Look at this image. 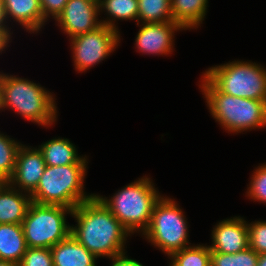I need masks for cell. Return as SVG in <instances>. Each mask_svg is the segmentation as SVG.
Returning a JSON list of instances; mask_svg holds the SVG:
<instances>
[{
  "instance_id": "6da1fadb",
  "label": "cell",
  "mask_w": 266,
  "mask_h": 266,
  "mask_svg": "<svg viewBox=\"0 0 266 266\" xmlns=\"http://www.w3.org/2000/svg\"><path fill=\"white\" fill-rule=\"evenodd\" d=\"M71 217L77 224L71 225L70 234L97 258L125 253L131 233L96 195L75 207Z\"/></svg>"
},
{
  "instance_id": "7a4b0ae2",
  "label": "cell",
  "mask_w": 266,
  "mask_h": 266,
  "mask_svg": "<svg viewBox=\"0 0 266 266\" xmlns=\"http://www.w3.org/2000/svg\"><path fill=\"white\" fill-rule=\"evenodd\" d=\"M200 89L213 119L228 133L266 127V101L222 93L204 74Z\"/></svg>"
},
{
  "instance_id": "3957f363",
  "label": "cell",
  "mask_w": 266,
  "mask_h": 266,
  "mask_svg": "<svg viewBox=\"0 0 266 266\" xmlns=\"http://www.w3.org/2000/svg\"><path fill=\"white\" fill-rule=\"evenodd\" d=\"M55 97L39 83L3 73L0 111L12 109L29 122L48 128L57 121L58 108Z\"/></svg>"
},
{
  "instance_id": "277c9868",
  "label": "cell",
  "mask_w": 266,
  "mask_h": 266,
  "mask_svg": "<svg viewBox=\"0 0 266 266\" xmlns=\"http://www.w3.org/2000/svg\"><path fill=\"white\" fill-rule=\"evenodd\" d=\"M152 179L143 176L119 189L114 195L95 194L131 233H143L150 225L153 208L162 197Z\"/></svg>"
},
{
  "instance_id": "5b68a950",
  "label": "cell",
  "mask_w": 266,
  "mask_h": 266,
  "mask_svg": "<svg viewBox=\"0 0 266 266\" xmlns=\"http://www.w3.org/2000/svg\"><path fill=\"white\" fill-rule=\"evenodd\" d=\"M87 168V164L46 165L37 188L30 194L32 202L74 209L91 199L95 194H87L83 189Z\"/></svg>"
},
{
  "instance_id": "8992f818",
  "label": "cell",
  "mask_w": 266,
  "mask_h": 266,
  "mask_svg": "<svg viewBox=\"0 0 266 266\" xmlns=\"http://www.w3.org/2000/svg\"><path fill=\"white\" fill-rule=\"evenodd\" d=\"M187 223L177 201L162 195L153 208L150 225L141 236L170 257L173 253L191 246Z\"/></svg>"
},
{
  "instance_id": "52a82bcc",
  "label": "cell",
  "mask_w": 266,
  "mask_h": 266,
  "mask_svg": "<svg viewBox=\"0 0 266 266\" xmlns=\"http://www.w3.org/2000/svg\"><path fill=\"white\" fill-rule=\"evenodd\" d=\"M222 93L266 101V68L252 61L234 60L202 72Z\"/></svg>"
},
{
  "instance_id": "ba28073f",
  "label": "cell",
  "mask_w": 266,
  "mask_h": 266,
  "mask_svg": "<svg viewBox=\"0 0 266 266\" xmlns=\"http://www.w3.org/2000/svg\"><path fill=\"white\" fill-rule=\"evenodd\" d=\"M72 210L60 205L32 202L21 224L27 247L50 249L65 240L71 232L66 216L71 215Z\"/></svg>"
},
{
  "instance_id": "9c48e42d",
  "label": "cell",
  "mask_w": 266,
  "mask_h": 266,
  "mask_svg": "<svg viewBox=\"0 0 266 266\" xmlns=\"http://www.w3.org/2000/svg\"><path fill=\"white\" fill-rule=\"evenodd\" d=\"M120 32L101 24L96 29L69 40L74 69L83 73L108 58L120 44Z\"/></svg>"
},
{
  "instance_id": "30bf717a",
  "label": "cell",
  "mask_w": 266,
  "mask_h": 266,
  "mask_svg": "<svg viewBox=\"0 0 266 266\" xmlns=\"http://www.w3.org/2000/svg\"><path fill=\"white\" fill-rule=\"evenodd\" d=\"M98 0H68L55 19L69 39L92 31L101 25Z\"/></svg>"
},
{
  "instance_id": "8fae6325",
  "label": "cell",
  "mask_w": 266,
  "mask_h": 266,
  "mask_svg": "<svg viewBox=\"0 0 266 266\" xmlns=\"http://www.w3.org/2000/svg\"><path fill=\"white\" fill-rule=\"evenodd\" d=\"M140 24L134 45L136 52L146 55L169 56L174 50V33L184 30L174 21Z\"/></svg>"
},
{
  "instance_id": "7c38bea8",
  "label": "cell",
  "mask_w": 266,
  "mask_h": 266,
  "mask_svg": "<svg viewBox=\"0 0 266 266\" xmlns=\"http://www.w3.org/2000/svg\"><path fill=\"white\" fill-rule=\"evenodd\" d=\"M46 163L37 147L22 144L16 156V164L8 183L22 192L31 194L38 186Z\"/></svg>"
},
{
  "instance_id": "4fadbf2b",
  "label": "cell",
  "mask_w": 266,
  "mask_h": 266,
  "mask_svg": "<svg viewBox=\"0 0 266 266\" xmlns=\"http://www.w3.org/2000/svg\"><path fill=\"white\" fill-rule=\"evenodd\" d=\"M212 252L235 254L249 247L247 221L240 216L219 221L211 230Z\"/></svg>"
},
{
  "instance_id": "5bb4252c",
  "label": "cell",
  "mask_w": 266,
  "mask_h": 266,
  "mask_svg": "<svg viewBox=\"0 0 266 266\" xmlns=\"http://www.w3.org/2000/svg\"><path fill=\"white\" fill-rule=\"evenodd\" d=\"M7 22L12 19L29 33L41 31L47 20L44 18L40 0H3ZM10 18V19H9Z\"/></svg>"
},
{
  "instance_id": "9a60e30c",
  "label": "cell",
  "mask_w": 266,
  "mask_h": 266,
  "mask_svg": "<svg viewBox=\"0 0 266 266\" xmlns=\"http://www.w3.org/2000/svg\"><path fill=\"white\" fill-rule=\"evenodd\" d=\"M31 203L30 194L7 182L0 190V224H22Z\"/></svg>"
},
{
  "instance_id": "2e32d148",
  "label": "cell",
  "mask_w": 266,
  "mask_h": 266,
  "mask_svg": "<svg viewBox=\"0 0 266 266\" xmlns=\"http://www.w3.org/2000/svg\"><path fill=\"white\" fill-rule=\"evenodd\" d=\"M53 266H97V257L71 234L51 247Z\"/></svg>"
},
{
  "instance_id": "e0dca14e",
  "label": "cell",
  "mask_w": 266,
  "mask_h": 266,
  "mask_svg": "<svg viewBox=\"0 0 266 266\" xmlns=\"http://www.w3.org/2000/svg\"><path fill=\"white\" fill-rule=\"evenodd\" d=\"M47 166L88 164L87 156L79 155L76 145L67 138H53L38 146ZM79 155V156H78Z\"/></svg>"
},
{
  "instance_id": "ac0fdd59",
  "label": "cell",
  "mask_w": 266,
  "mask_h": 266,
  "mask_svg": "<svg viewBox=\"0 0 266 266\" xmlns=\"http://www.w3.org/2000/svg\"><path fill=\"white\" fill-rule=\"evenodd\" d=\"M208 0H171L173 21L184 30L198 29L203 23Z\"/></svg>"
},
{
  "instance_id": "d6986e66",
  "label": "cell",
  "mask_w": 266,
  "mask_h": 266,
  "mask_svg": "<svg viewBox=\"0 0 266 266\" xmlns=\"http://www.w3.org/2000/svg\"><path fill=\"white\" fill-rule=\"evenodd\" d=\"M27 245L21 224H0V259L20 263Z\"/></svg>"
},
{
  "instance_id": "ffe728a7",
  "label": "cell",
  "mask_w": 266,
  "mask_h": 266,
  "mask_svg": "<svg viewBox=\"0 0 266 266\" xmlns=\"http://www.w3.org/2000/svg\"><path fill=\"white\" fill-rule=\"evenodd\" d=\"M99 11L107 15L105 20L100 19L101 24L119 31L117 20H135L137 24L138 0H99Z\"/></svg>"
},
{
  "instance_id": "44dd1931",
  "label": "cell",
  "mask_w": 266,
  "mask_h": 266,
  "mask_svg": "<svg viewBox=\"0 0 266 266\" xmlns=\"http://www.w3.org/2000/svg\"><path fill=\"white\" fill-rule=\"evenodd\" d=\"M169 21H173L171 0H138L137 26Z\"/></svg>"
},
{
  "instance_id": "7402d4cb",
  "label": "cell",
  "mask_w": 266,
  "mask_h": 266,
  "mask_svg": "<svg viewBox=\"0 0 266 266\" xmlns=\"http://www.w3.org/2000/svg\"><path fill=\"white\" fill-rule=\"evenodd\" d=\"M209 245L197 244L173 253L169 259L175 266H211Z\"/></svg>"
},
{
  "instance_id": "603a6c76",
  "label": "cell",
  "mask_w": 266,
  "mask_h": 266,
  "mask_svg": "<svg viewBox=\"0 0 266 266\" xmlns=\"http://www.w3.org/2000/svg\"><path fill=\"white\" fill-rule=\"evenodd\" d=\"M22 143L0 132V176L9 180L15 169L16 156Z\"/></svg>"
},
{
  "instance_id": "cb8c5ba5",
  "label": "cell",
  "mask_w": 266,
  "mask_h": 266,
  "mask_svg": "<svg viewBox=\"0 0 266 266\" xmlns=\"http://www.w3.org/2000/svg\"><path fill=\"white\" fill-rule=\"evenodd\" d=\"M258 258L259 254L250 247L235 254L210 253L211 266H257Z\"/></svg>"
},
{
  "instance_id": "d4e9b609",
  "label": "cell",
  "mask_w": 266,
  "mask_h": 266,
  "mask_svg": "<svg viewBox=\"0 0 266 266\" xmlns=\"http://www.w3.org/2000/svg\"><path fill=\"white\" fill-rule=\"evenodd\" d=\"M251 176L246 196L249 200L266 204V163L256 167Z\"/></svg>"
},
{
  "instance_id": "484cf974",
  "label": "cell",
  "mask_w": 266,
  "mask_h": 266,
  "mask_svg": "<svg viewBox=\"0 0 266 266\" xmlns=\"http://www.w3.org/2000/svg\"><path fill=\"white\" fill-rule=\"evenodd\" d=\"M18 266H53L51 249L27 247Z\"/></svg>"
},
{
  "instance_id": "4316f807",
  "label": "cell",
  "mask_w": 266,
  "mask_h": 266,
  "mask_svg": "<svg viewBox=\"0 0 266 266\" xmlns=\"http://www.w3.org/2000/svg\"><path fill=\"white\" fill-rule=\"evenodd\" d=\"M249 247L257 254L266 253V221L258 220L248 223Z\"/></svg>"
},
{
  "instance_id": "83f0119b",
  "label": "cell",
  "mask_w": 266,
  "mask_h": 266,
  "mask_svg": "<svg viewBox=\"0 0 266 266\" xmlns=\"http://www.w3.org/2000/svg\"><path fill=\"white\" fill-rule=\"evenodd\" d=\"M68 0H40L44 18L48 21L49 18L56 19L57 16L63 11L64 6Z\"/></svg>"
},
{
  "instance_id": "f1b7e54d",
  "label": "cell",
  "mask_w": 266,
  "mask_h": 266,
  "mask_svg": "<svg viewBox=\"0 0 266 266\" xmlns=\"http://www.w3.org/2000/svg\"><path fill=\"white\" fill-rule=\"evenodd\" d=\"M126 253L127 251L110 259L112 261L110 266H144L136 259L128 257Z\"/></svg>"
},
{
  "instance_id": "f546056e",
  "label": "cell",
  "mask_w": 266,
  "mask_h": 266,
  "mask_svg": "<svg viewBox=\"0 0 266 266\" xmlns=\"http://www.w3.org/2000/svg\"><path fill=\"white\" fill-rule=\"evenodd\" d=\"M7 24V17H6V12H5V6L3 3V0H0V33H12L10 30L12 29L11 27L9 28Z\"/></svg>"
},
{
  "instance_id": "4dcf8cb0",
  "label": "cell",
  "mask_w": 266,
  "mask_h": 266,
  "mask_svg": "<svg viewBox=\"0 0 266 266\" xmlns=\"http://www.w3.org/2000/svg\"><path fill=\"white\" fill-rule=\"evenodd\" d=\"M11 33H0V54H2L3 51H5V49L7 48V46L9 47V43L11 42Z\"/></svg>"
},
{
  "instance_id": "1f68e13d",
  "label": "cell",
  "mask_w": 266,
  "mask_h": 266,
  "mask_svg": "<svg viewBox=\"0 0 266 266\" xmlns=\"http://www.w3.org/2000/svg\"><path fill=\"white\" fill-rule=\"evenodd\" d=\"M257 266H266V253L259 255Z\"/></svg>"
},
{
  "instance_id": "d6a6232c",
  "label": "cell",
  "mask_w": 266,
  "mask_h": 266,
  "mask_svg": "<svg viewBox=\"0 0 266 266\" xmlns=\"http://www.w3.org/2000/svg\"><path fill=\"white\" fill-rule=\"evenodd\" d=\"M0 266H18L16 263L0 259Z\"/></svg>"
},
{
  "instance_id": "836d02e7",
  "label": "cell",
  "mask_w": 266,
  "mask_h": 266,
  "mask_svg": "<svg viewBox=\"0 0 266 266\" xmlns=\"http://www.w3.org/2000/svg\"><path fill=\"white\" fill-rule=\"evenodd\" d=\"M8 181L5 180L2 176H0V190L3 188V186L7 183Z\"/></svg>"
},
{
  "instance_id": "e575fe53",
  "label": "cell",
  "mask_w": 266,
  "mask_h": 266,
  "mask_svg": "<svg viewBox=\"0 0 266 266\" xmlns=\"http://www.w3.org/2000/svg\"><path fill=\"white\" fill-rule=\"evenodd\" d=\"M3 72H0V91H1V81H2Z\"/></svg>"
},
{
  "instance_id": "d590c367",
  "label": "cell",
  "mask_w": 266,
  "mask_h": 266,
  "mask_svg": "<svg viewBox=\"0 0 266 266\" xmlns=\"http://www.w3.org/2000/svg\"><path fill=\"white\" fill-rule=\"evenodd\" d=\"M169 266H175L172 262L169 263Z\"/></svg>"
}]
</instances>
